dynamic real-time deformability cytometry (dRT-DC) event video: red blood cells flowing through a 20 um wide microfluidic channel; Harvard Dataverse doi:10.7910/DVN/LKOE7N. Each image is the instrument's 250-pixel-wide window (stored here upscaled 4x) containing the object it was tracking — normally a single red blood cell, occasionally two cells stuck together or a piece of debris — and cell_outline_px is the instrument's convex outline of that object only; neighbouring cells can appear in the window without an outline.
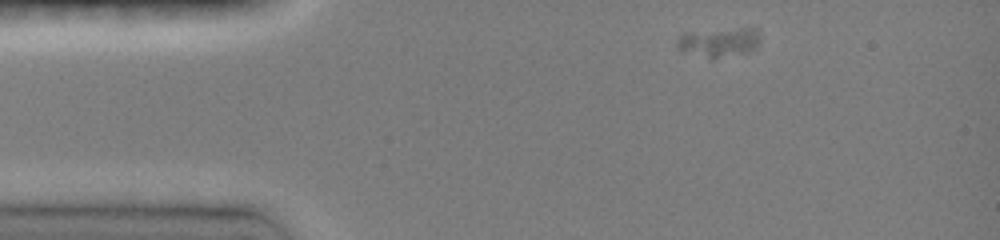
{"species": "common noctule bat (a hibernating species)", "species_latin": "Nyctalus noctula", "temperature_condition": "room temperature", "stored_images_in_passage": 25, "camera_frame_rate_fps": 3000, "um_per_image_px": 0.085, "animal": {"sex": "female", "body_mass_g": 19.0, "forearm_length_mm": 51.5}, "frame": {"image": 1, "passage_image": 1, "time_ms": 0.0, "image_size_px": [1000, 240], "cell_outline_px": [[760, 40], [756, 48], [748, 52], [716, 56], [708, 56], [676, 48], [676, 40], [684, 32], [740, 28], [760, 28]], "centroid_in_image_um": [61.18, 3.52], "position_along_channel_um": 23.8, "area_um2": 13.64}}
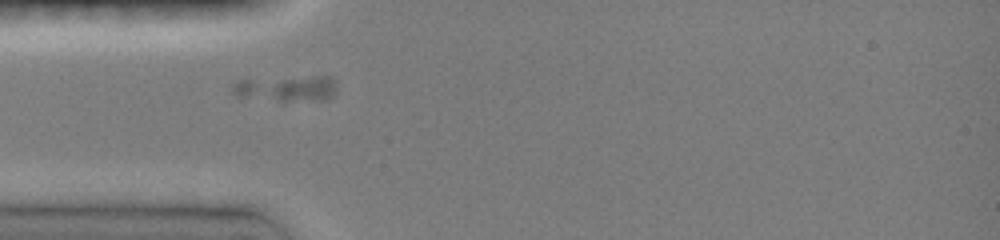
{"frame": {"image": 2, "passage_image": 10, "time_ms": 2.333, "image_size_px": [1000, 240], "cell_outline_px": [[336, 92], [332, 96], [324, 100], [280, 100], [236, 96], [232, 92], [232, 84], [240, 80], [312, 76], [332, 76], [336, 80]], "centroid_in_image_um": [24.42, 7.5], "position_along_channel_um": 60.6, "area_um2": 15.49}}
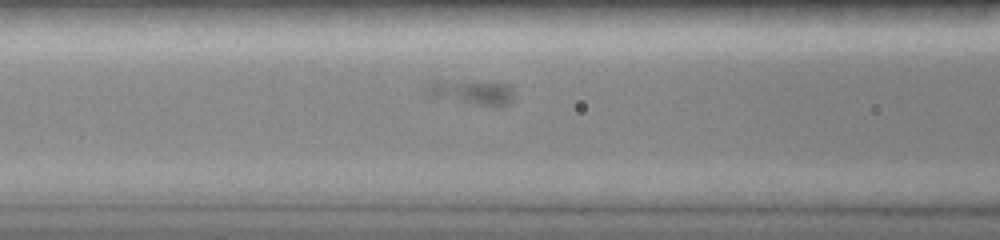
{"frame": {"image": 3, "passage_image": 16, "time_ms": 4.0, "image_size_px": [1000, 240], "cell_outline_px": [[512, 100], [508, 104], [476, 104], [428, 96], [428, 84], [508, 84], [512, 88]], "centroid_in_image_um": [40.2, 7.91], "position_along_channel_um": 126.4, "area_um2": 10.64}}